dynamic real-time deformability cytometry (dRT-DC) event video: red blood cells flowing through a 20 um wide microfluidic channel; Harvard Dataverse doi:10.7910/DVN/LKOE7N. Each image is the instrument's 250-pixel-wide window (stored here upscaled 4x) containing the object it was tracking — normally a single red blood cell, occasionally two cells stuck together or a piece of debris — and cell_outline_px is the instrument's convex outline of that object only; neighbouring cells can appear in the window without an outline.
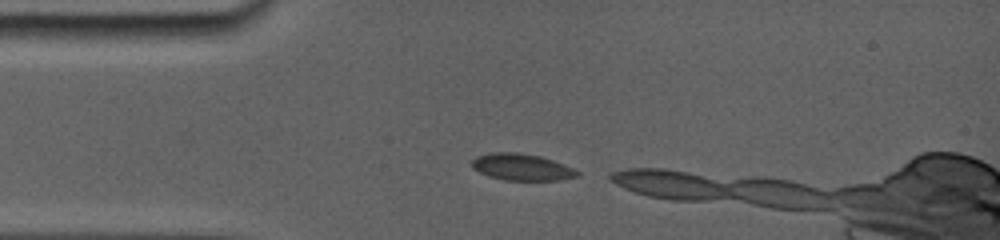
{"species": "common noctule bat (a hibernating species)", "species_latin": "Nyctalus noctula", "temperature_condition": "room temperature", "stored_images_in_passage": 8, "camera_frame_rate_fps": 5000, "um_per_image_px": 0.085, "animal": {"sex": "female", "body_mass_g": 19.0, "forearm_length_mm": 56.7}, "frame": {"image": 1, "passage_image": 2, "time_ms": 0.2, "image_size_px": [1000, 240], "cell_outline_px": [[580, 176], [560, 180], [504, 180], [488, 176], [472, 168], [472, 160], [476, 156], [500, 152], [512, 152], [540, 156], [552, 160], [572, 168], [580, 172]], "centroid_in_image_um": [44.35, 14.22], "position_along_channel_um": 40.6, "area_um2": 16.18}}
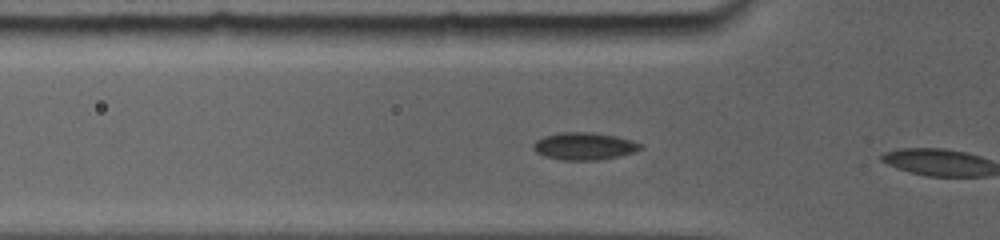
{"frame": {"image": 2, "passage_image": 7, "time_ms": 1.6, "image_size_px": [1000, 240], "cell_outline_px": [[640, 148], [632, 152], [600, 160], [560, 160], [536, 152], [536, 140], [544, 136], [568, 132], [584, 132], [612, 136], [628, 140], [640, 144]], "centroid_in_image_um": [49.62, 12.44], "position_along_channel_um": 76.2, "area_um2": 16.18}}